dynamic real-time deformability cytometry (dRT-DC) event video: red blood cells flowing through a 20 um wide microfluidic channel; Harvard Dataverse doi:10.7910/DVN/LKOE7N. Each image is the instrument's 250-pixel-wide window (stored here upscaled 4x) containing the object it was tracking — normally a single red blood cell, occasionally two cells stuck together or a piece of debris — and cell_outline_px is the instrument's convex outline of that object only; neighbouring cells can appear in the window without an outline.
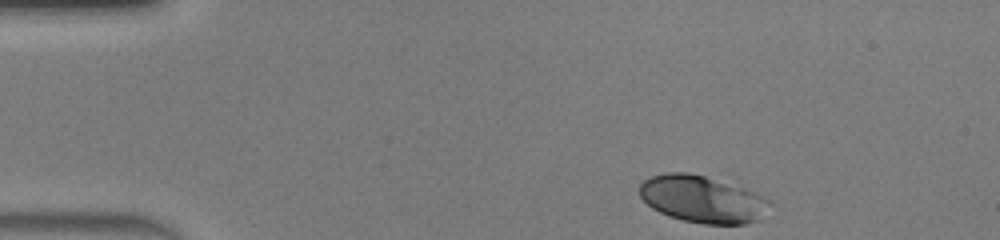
{"species": "human", "species_latin": "Homo sapiens", "temperature_condition": "warm", "stored_images_in_passage": 43, "camera_frame_rate_fps": 3000, "um_per_image_px": 0.085, "donor": {"sex": "male"}, "frame": {"image": 1, "passage_image": 1, "time_ms": 0.0, "image_size_px": [1000, 240], "cell_outline_px": [[764, 196], [760, 220], [744, 224], [704, 224], [684, 220], [668, 216], [652, 208], [640, 196], [640, 184], [648, 176], [668, 172], [688, 172], [704, 176], [744, 188]], "centroid_in_image_um": [59.58, 16.92], "position_along_channel_um": 25.4, "area_um2": 34.85}}
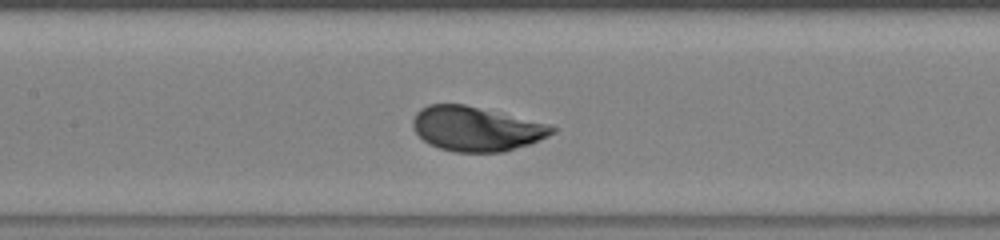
{"frame": {"image": 2, "passage_image": 17, "time_ms": 5.333, "image_size_px": [1000, 240], "cell_outline_px": [[556, 132], [548, 136], [528, 144], [504, 152], [456, 152], [440, 148], [424, 140], [416, 132], [412, 124], [412, 120], [416, 112], [420, 108], [428, 104], [464, 104], [548, 124], [556, 128]], "centroid_in_image_um": [40.46, 10.94], "position_along_channel_um": 166.9, "area_um2": 35.72}}
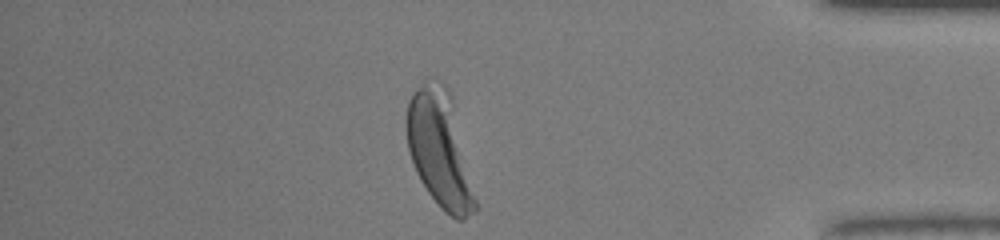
{"frame": {"image": 3, "passage_image": 36, "time_ms": 11.667, "image_size_px": [1000, 240], "cell_outline_px": [[480, 208], [476, 212], [464, 220], [456, 220], [428, 192], [420, 180], [416, 172], [408, 148], [404, 124], [404, 120], [408, 100], [412, 92], [424, 76], [440, 80], [444, 84], [452, 96]], "centroid_in_image_um": [37.39, 12.62], "position_along_channel_um": 397.8, "area_um2": 47.63}, "authors_computed_cell_mechanics": {"area_um2": 36.8764, "velocity_mm_per_s": 4.1813, "shape_relaxation_time_tau1_ms": 1.8627, "shape_relaxation_time_tau2_ms": null, "deformation_change_tau1": 0.1184, "deformation_change_tau2": null}}